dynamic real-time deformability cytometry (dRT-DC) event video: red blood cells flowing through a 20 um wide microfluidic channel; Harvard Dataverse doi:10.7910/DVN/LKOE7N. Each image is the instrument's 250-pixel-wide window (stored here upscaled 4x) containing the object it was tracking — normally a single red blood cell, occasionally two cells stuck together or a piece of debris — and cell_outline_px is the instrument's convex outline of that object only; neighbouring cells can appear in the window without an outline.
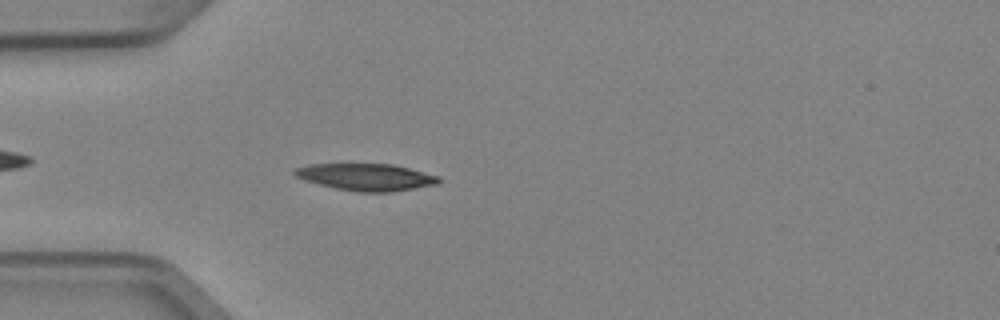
{"species": "Egyptian fruit bat (a non-hibernating species)", "species_latin": "Rousettus aegyptiacus", "temperature_condition": "cold", "stored_images_in_passage": 4, "camera_frame_rate_fps": 3000, "um_per_image_px": 0.085, "animal": {"sex": "female"}, "frame": {"image": 1, "passage_image": 4, "time_ms": 1.0, "image_size_px": [1000, 320], "cell_outline_px": [[440, 184], [392, 192], [356, 192], [336, 188], [304, 180], [296, 176], [292, 172], [296, 168], [308, 164], [392, 164], [440, 176]], "centroid_in_image_um": [31.15, 15.05], "position_along_channel_um": 53.9, "area_um2": 22.66}}